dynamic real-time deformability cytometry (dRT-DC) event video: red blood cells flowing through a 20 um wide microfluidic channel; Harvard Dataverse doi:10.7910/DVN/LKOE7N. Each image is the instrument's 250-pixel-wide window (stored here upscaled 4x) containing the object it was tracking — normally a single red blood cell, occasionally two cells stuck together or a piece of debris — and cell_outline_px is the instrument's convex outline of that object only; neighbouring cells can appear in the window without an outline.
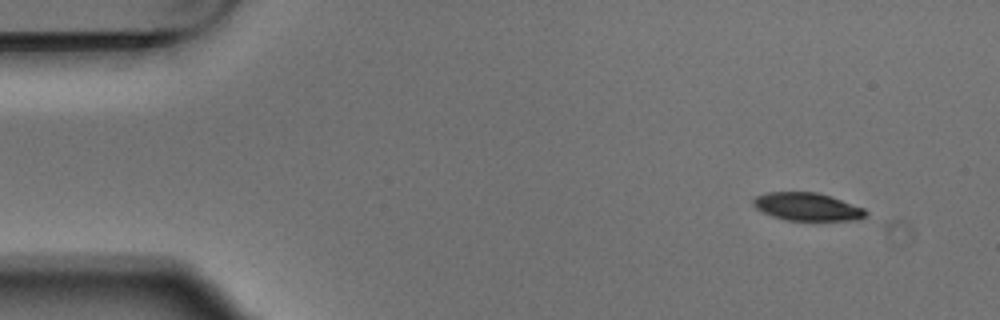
{"species": "Egyptian fruit bat (a non-hibernating species)", "species_latin": "Rousettus aegyptiacus", "temperature_condition": "warm", "stored_images_in_passage": 4, "camera_frame_rate_fps": 3000, "um_per_image_px": 0.085, "animal": {"sex": "male"}, "frame": {"image": 1, "passage_image": 1, "time_ms": 0.0, "image_size_px": [1000, 320], "cell_outline_px": [[868, 216], [860, 220], [784, 220], [772, 216], [756, 208], [752, 204], [752, 200], [756, 196], [768, 192], [816, 192], [832, 196], [864, 208], [868, 212]], "centroid_in_image_um": [68.65, 17.57], "position_along_channel_um": 16.4, "area_um2": 18.44}}
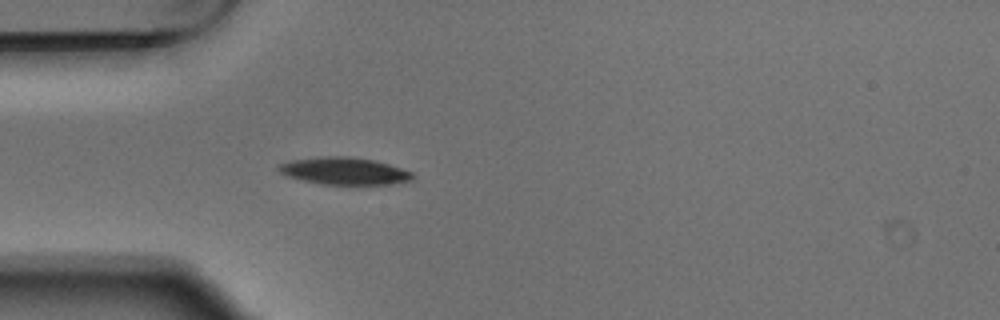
{"frame": {"image": 2, "passage_image": 4, "time_ms": 1.0, "image_size_px": [1000, 320], "cell_outline_px": [[416, 176], [412, 180], [392, 184], [320, 184], [288, 176], [280, 172], [276, 168], [276, 164], [292, 160], [324, 156], [348, 156], [372, 160], [388, 164], [412, 172]], "centroid_in_image_um": [29.25, 14.53], "position_along_channel_um": 55.7, "area_um2": 21.15}}